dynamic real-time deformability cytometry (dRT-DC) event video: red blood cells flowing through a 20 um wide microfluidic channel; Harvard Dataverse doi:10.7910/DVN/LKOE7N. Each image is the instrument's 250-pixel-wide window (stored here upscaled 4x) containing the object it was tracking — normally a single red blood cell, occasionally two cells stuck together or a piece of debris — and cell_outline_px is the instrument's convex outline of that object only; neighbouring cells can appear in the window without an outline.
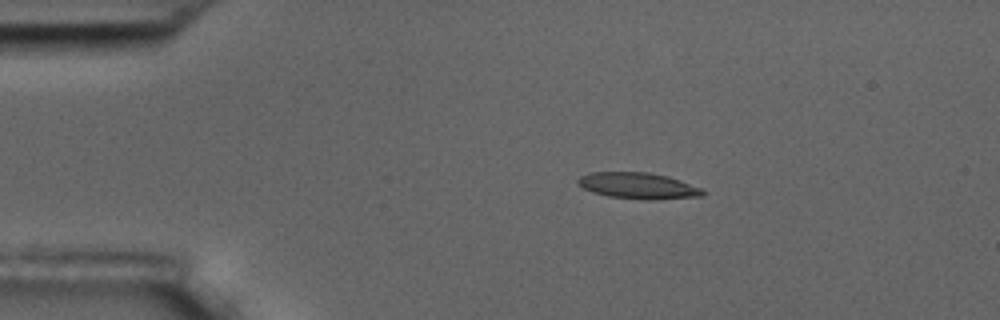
{"species": "common noctule bat (a hibernating species)", "species_latin": "Nyctalus noctula", "temperature_condition": "room temperature", "stored_images_in_passage": 4, "camera_frame_rate_fps": 3000, "um_per_image_px": 0.085, "animal": {"sex": "male", "body_mass_g": 17.5, "forearm_length_mm": 52.3}, "frame": {"image": 1, "passage_image": 3, "time_ms": 2.333, "image_size_px": [1000, 320], "cell_outline_px": [[704, 196], [648, 200], [640, 200], [608, 196], [592, 192], [576, 184], [576, 180], [580, 176], [588, 172], [648, 172], [668, 176], [680, 180], [700, 188], [704, 192]], "centroid_in_image_um": [54.19, 15.78], "position_along_channel_um": 30.8, "area_um2": 19.19}}